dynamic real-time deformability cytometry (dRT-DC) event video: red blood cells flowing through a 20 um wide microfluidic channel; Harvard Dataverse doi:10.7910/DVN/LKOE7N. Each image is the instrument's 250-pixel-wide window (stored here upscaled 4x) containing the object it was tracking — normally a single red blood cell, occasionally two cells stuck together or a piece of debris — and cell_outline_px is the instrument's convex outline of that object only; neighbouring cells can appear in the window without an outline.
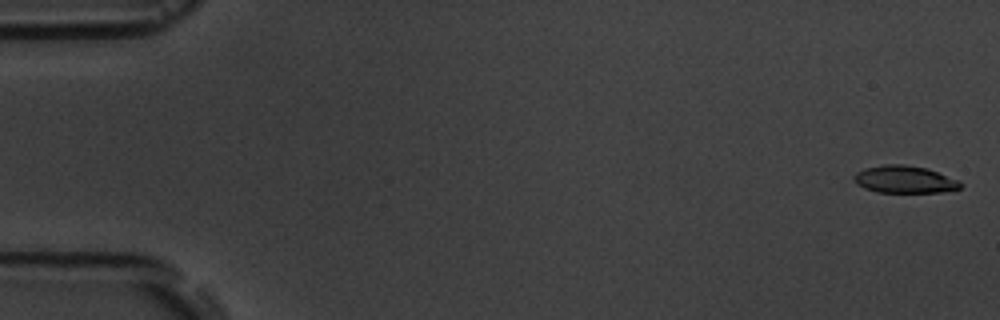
{"species": "common noctule bat (a hibernating species)", "species_latin": "Nyctalus noctula", "temperature_condition": "room temperature", "stored_images_in_passage": 3, "camera_frame_rate_fps": 3000, "um_per_image_px": 0.085, "animal": {"sex": "male", "body_mass_g": 19.5, "forearm_length_mm": 54.6}, "frame": {"image": 1, "passage_image": 1, "time_ms": 0.0, "image_size_px": [1000, 320], "cell_outline_px": [[964, 184], [960, 188], [940, 192], [876, 192], [864, 188], [856, 184], [852, 176], [856, 172], [864, 168], [884, 164], [904, 164], [928, 168], [960, 180]], "centroid_in_image_um": [76.89, 15.24], "position_along_channel_um": 8.1, "area_um2": 17.22}}